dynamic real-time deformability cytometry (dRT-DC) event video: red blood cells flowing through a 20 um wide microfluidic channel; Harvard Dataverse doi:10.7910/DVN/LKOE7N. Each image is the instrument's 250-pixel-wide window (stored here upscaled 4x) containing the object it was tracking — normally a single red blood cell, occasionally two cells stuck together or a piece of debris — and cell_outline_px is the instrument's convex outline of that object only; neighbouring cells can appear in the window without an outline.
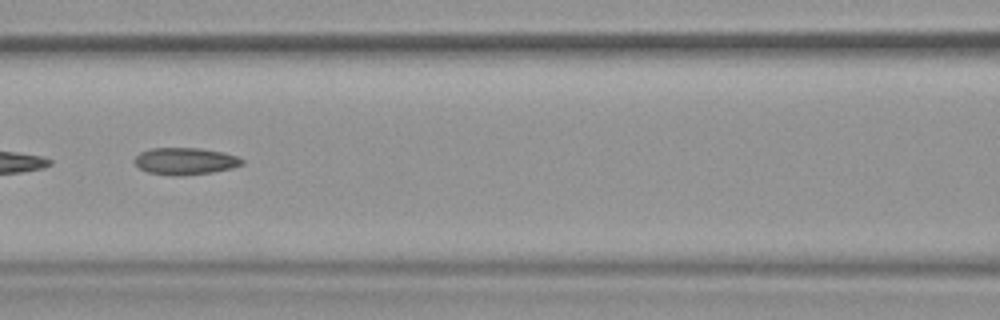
{"species": "common noctule bat (a hibernating species)", "species_latin": "Nyctalus noctula", "temperature_condition": "warm", "stored_images_in_passage": 29, "camera_frame_rate_fps": 3000, "um_per_image_px": 0.085, "animal": {"sex": "female", "body_mass_g": 19.9}, "frame": {"image": 1, "passage_image": 13, "time_ms": 4.0, "image_size_px": [1000, 320], "cell_outline_px": [[244, 164], [232, 168], [212, 172], [176, 176], [148, 172], [140, 168], [132, 160], [140, 152], [152, 148], [200, 148], [224, 152], [236, 156], [244, 160]], "centroid_in_image_um": [15.75, 13.69], "position_along_channel_um": 150.9, "area_um2": 16.88}}